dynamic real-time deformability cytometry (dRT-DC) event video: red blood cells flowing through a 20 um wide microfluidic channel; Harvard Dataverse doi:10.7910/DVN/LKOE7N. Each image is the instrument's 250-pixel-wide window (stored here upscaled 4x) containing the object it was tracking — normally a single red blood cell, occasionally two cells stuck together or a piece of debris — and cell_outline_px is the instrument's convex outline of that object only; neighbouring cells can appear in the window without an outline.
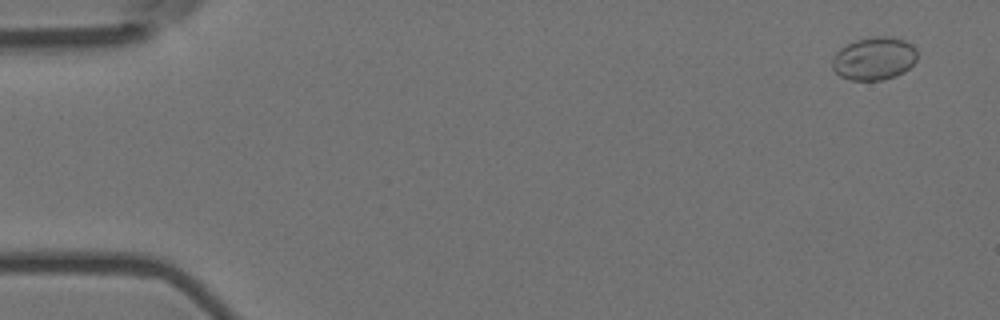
{"species": "Egyptian fruit bat (a non-hibernating species)", "species_latin": "Rousettus aegyptiacus", "temperature_condition": "room temperature", "stored_images_in_passage": 5, "camera_frame_rate_fps": 3000, "um_per_image_px": 0.085, "animal": {"sex": "female"}, "frame": {"image": 1, "passage_image": 1, "time_ms": 0.0, "image_size_px": [1000, 320], "cell_outline_px": [[916, 60], [904, 72], [896, 76], [880, 80], [852, 80], [840, 76], [832, 68], [832, 60], [836, 52], [840, 48], [856, 40], [872, 36], [888, 36], [904, 40], [912, 44], [916, 48]], "centroid_in_image_um": [74.3, 4.97], "position_along_channel_um": 10.7, "area_um2": 21.27}}
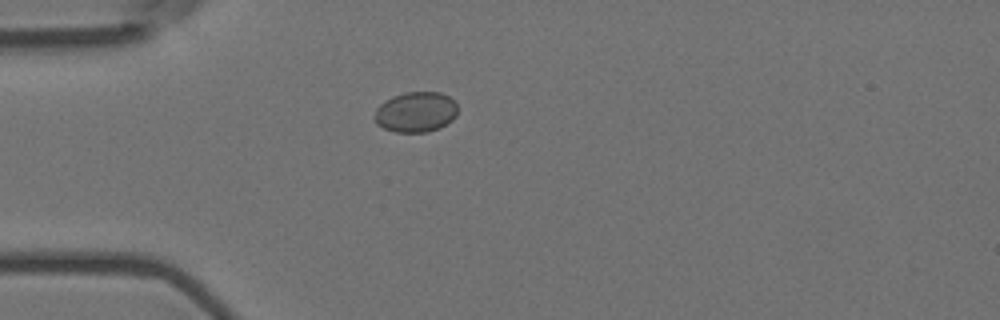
{"frame": {"image": 2, "passage_image": 5, "time_ms": 1.333, "image_size_px": [1000, 320], "cell_outline_px": [[456, 116], [452, 120], [440, 128], [428, 132], [396, 132], [384, 128], [376, 124], [376, 108], [380, 104], [392, 96], [404, 92], [440, 92], [448, 96], [456, 104]], "centroid_in_image_um": [35.35, 9.52], "position_along_channel_um": 49.7, "area_um2": 19.48}}